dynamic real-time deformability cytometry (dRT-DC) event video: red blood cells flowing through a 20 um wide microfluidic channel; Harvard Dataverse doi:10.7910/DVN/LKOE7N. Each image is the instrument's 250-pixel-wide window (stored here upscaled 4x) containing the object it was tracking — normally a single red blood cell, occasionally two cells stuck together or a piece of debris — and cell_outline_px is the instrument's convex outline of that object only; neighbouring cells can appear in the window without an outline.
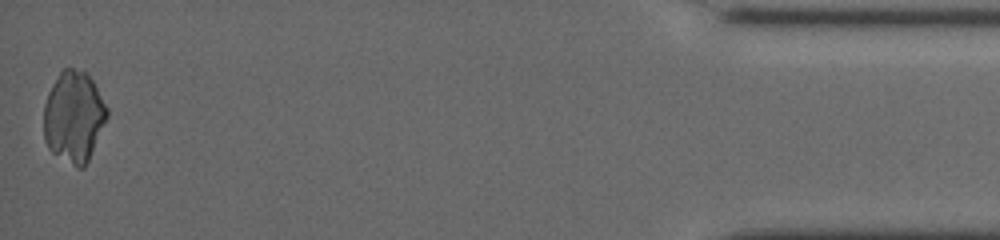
{"species": "common noctule bat (a hibernating species)", "species_latin": "Nyctalus noctula", "temperature_condition": "cold", "stored_images_in_passage": 51, "camera_frame_rate_fps": 3000, "um_per_image_px": 0.085, "animal": {"sex": "female", "body_mass_g": 19.5, "forearm_length_mm": 54.1}, "frame": {"image": 1, "passage_image": 51, "time_ms": 15.667, "image_size_px": [1000, 240], "cell_outline_px": [[108, 116], [88, 160], [84, 168], [76, 168], [52, 152], [48, 148], [44, 140], [44, 104], [48, 92], [52, 84], [60, 72], [64, 68], [72, 68], [84, 72], [92, 80], [108, 108]], "centroid_in_image_um": [6.26, 9.94], "position_along_channel_um": 428.9, "area_um2": 33.47}}